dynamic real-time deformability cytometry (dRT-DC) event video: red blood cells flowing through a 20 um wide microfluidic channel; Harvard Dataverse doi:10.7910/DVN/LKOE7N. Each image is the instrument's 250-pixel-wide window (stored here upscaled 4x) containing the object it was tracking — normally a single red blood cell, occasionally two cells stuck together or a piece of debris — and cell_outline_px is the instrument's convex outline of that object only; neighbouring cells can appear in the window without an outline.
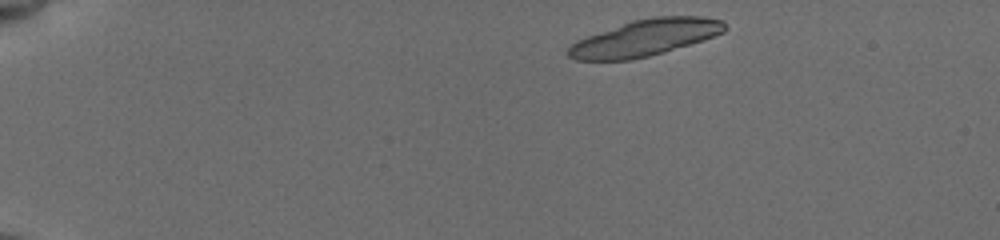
{"species": "common noctule bat (a hibernating species)", "species_latin": "Nyctalus noctula", "temperature_condition": "cold", "stored_images_in_passage": 12, "camera_frame_rate_fps": 3000, "um_per_image_px": 0.085, "animal": {"sex": "female", "body_mass_g": 19.5, "forearm_length_mm": 54.1}, "frame": {"image": 1, "passage_image": 1, "time_ms": 0.0, "image_size_px": [1000, 240], "cell_outline_px": [[728, 28], [724, 32], [704, 40], [664, 52], [632, 60], [576, 60], [568, 56], [564, 52], [576, 40], [632, 20], [652, 16], [704, 16], [724, 20]], "centroid_in_image_um": [54.86, 3.2], "position_along_channel_um": 30.1, "area_um2": 33.47}}
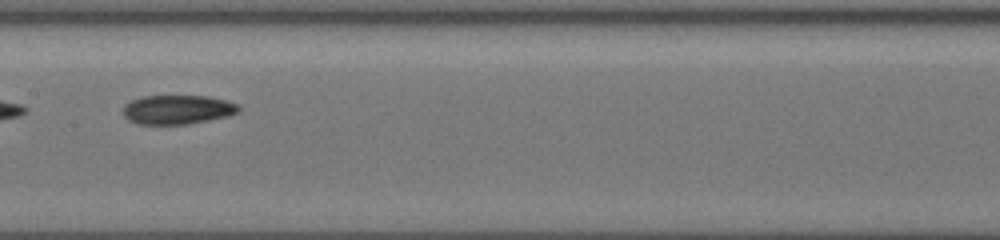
{"frame": {"image": 2, "passage_image": 10, "time_ms": 7.0, "image_size_px": [1000, 240], "cell_outline_px": [[240, 112], [228, 116], [188, 124], [136, 124], [128, 120], [120, 112], [124, 104], [140, 96], [208, 96], [228, 100], [240, 104]], "centroid_in_image_um": [15.08, 9.31], "position_along_channel_um": 192.3, "area_um2": 20.06}}